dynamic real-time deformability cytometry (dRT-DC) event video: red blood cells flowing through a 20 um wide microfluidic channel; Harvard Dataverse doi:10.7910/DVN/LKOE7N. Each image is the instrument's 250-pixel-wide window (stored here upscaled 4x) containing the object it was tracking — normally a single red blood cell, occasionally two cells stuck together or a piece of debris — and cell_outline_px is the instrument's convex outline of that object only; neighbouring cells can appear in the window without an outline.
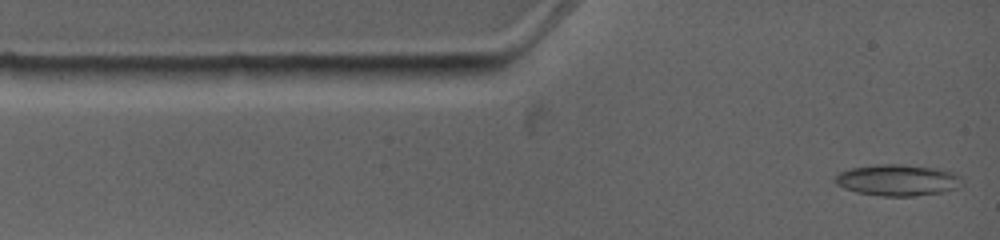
{"species": "common noctule bat (a hibernating species)", "species_latin": "Nyctalus noctula", "temperature_condition": "warm", "stored_images_in_passage": 4, "camera_frame_rate_fps": 4500, "um_per_image_px": 0.085, "animal": {"sex": "female", "body_mass_g": 19.0, "forearm_length_mm": 53.3}, "frame": {"image": 1, "passage_image": 1, "time_ms": 0.0, "image_size_px": [1000, 240], "cell_outline_px": [[964, 184], [956, 188], [944, 192], [916, 196], [880, 196], [856, 192], [844, 188], [836, 184], [832, 180], [840, 172], [852, 168], [876, 164], [900, 164], [936, 168], [952, 172], [964, 176]], "centroid_in_image_um": [76.34, 15.31], "position_along_channel_um": 8.7, "area_um2": 23.52}}
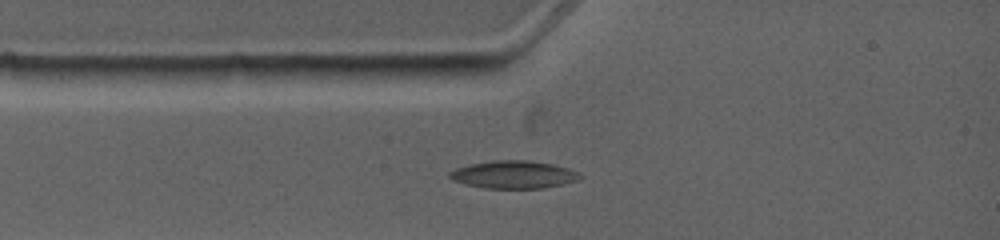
{"frame": {"image": 2, "passage_image": 3, "time_ms": 1.778, "image_size_px": [1000, 240], "cell_outline_px": [[584, 176], [580, 180], [544, 188], [484, 188], [464, 184], [452, 180], [448, 176], [448, 172], [456, 168], [468, 164], [496, 160], [528, 160], [552, 164], [568, 168]], "centroid_in_image_um": [43.64, 14.84], "position_along_channel_um": 41.4, "area_um2": 21.15}}
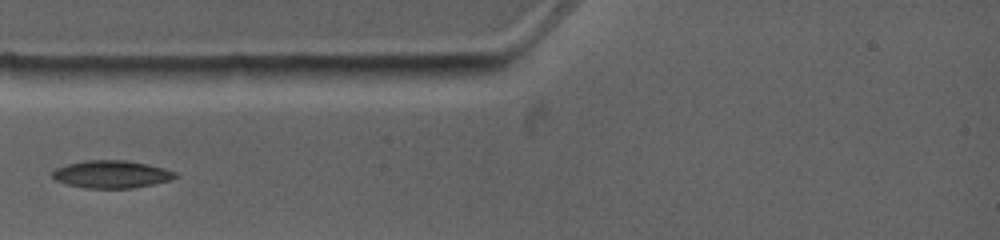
{"frame": {"image": 3, "passage_image": 4, "time_ms": 2.667, "image_size_px": [1000, 240], "cell_outline_px": [[176, 176], [168, 180], [152, 184], [132, 188], [84, 188], [68, 184], [56, 180], [52, 176], [52, 172], [56, 168], [68, 164], [84, 160], [124, 160], [148, 164], [164, 168], [176, 172]], "centroid_in_image_um": [9.45, 14.8], "position_along_channel_um": 75.5, "area_um2": 19.54}}